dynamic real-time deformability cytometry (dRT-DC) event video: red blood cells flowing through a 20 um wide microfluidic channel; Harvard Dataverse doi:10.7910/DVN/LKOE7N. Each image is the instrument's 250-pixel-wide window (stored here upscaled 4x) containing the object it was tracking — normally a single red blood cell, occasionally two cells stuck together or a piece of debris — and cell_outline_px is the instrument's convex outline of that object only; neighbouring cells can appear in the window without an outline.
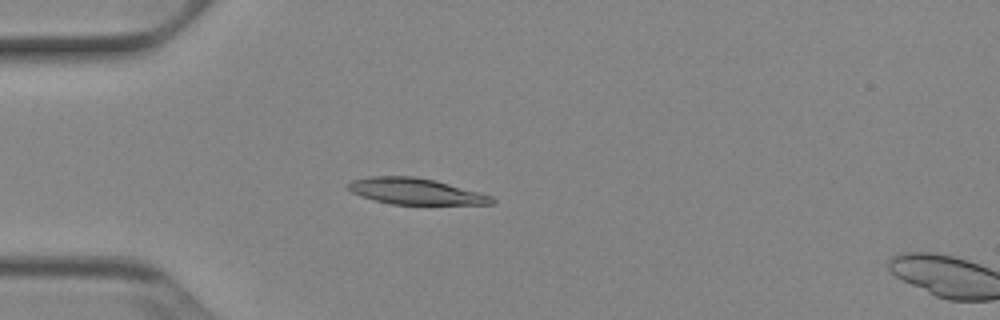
{"species": "Egyptian fruit bat (a non-hibernating species)", "species_latin": "Rousettus aegyptiacus", "temperature_condition": "cold", "stored_images_in_passage": 17, "camera_frame_rate_fps": 3000, "um_per_image_px": 0.085, "animal": {"sex": "female"}, "frame": {"image": 1, "passage_image": 15, "time_ms": 4.667, "image_size_px": [1000, 320], "cell_outline_px": [[496, 200], [492, 204], [388, 204], [360, 196], [352, 192], [348, 188], [348, 184], [352, 180], [368, 176], [416, 176], [436, 180], [492, 196]], "centroid_in_image_um": [35.29, 16.25], "position_along_channel_um": 49.7, "area_um2": 21.91}}